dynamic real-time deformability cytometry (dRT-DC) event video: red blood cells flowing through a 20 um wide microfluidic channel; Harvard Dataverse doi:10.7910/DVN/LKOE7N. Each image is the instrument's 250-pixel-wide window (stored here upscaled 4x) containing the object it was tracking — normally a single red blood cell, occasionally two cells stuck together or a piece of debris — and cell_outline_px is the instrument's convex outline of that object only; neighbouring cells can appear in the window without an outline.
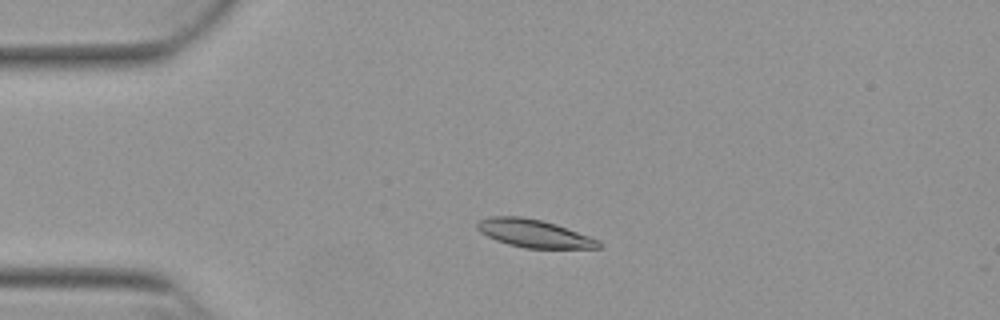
{"species": "Egyptian fruit bat (a non-hibernating species)", "species_latin": "Rousettus aegyptiacus", "temperature_condition": "warm", "stored_images_in_passage": 7, "camera_frame_rate_fps": 3000, "um_per_image_px": 0.085, "animal": {"sex": "female"}, "frame": {"image": 1, "passage_image": 1, "time_ms": 0.0, "image_size_px": [1000, 320], "cell_outline_px": [[600, 248], [524, 248], [508, 244], [496, 240], [480, 232], [476, 228], [476, 224], [480, 220], [492, 216], [520, 216], [540, 220], [556, 224], [600, 240]], "centroid_in_image_um": [45.37, 19.84], "position_along_channel_um": 39.6, "area_um2": 19.59}}
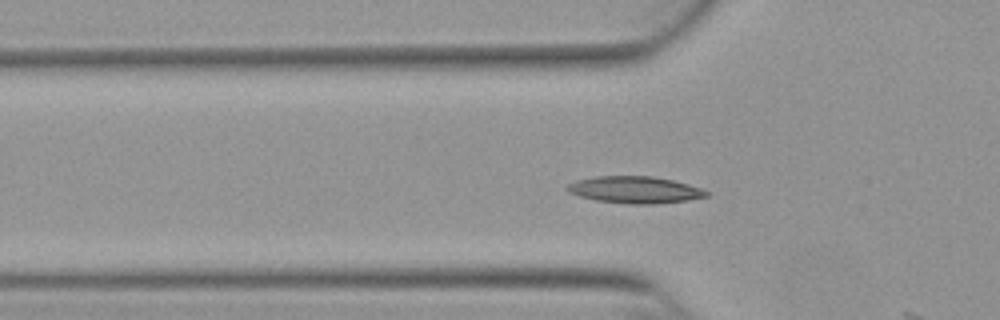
{"frame": {"image": 2, "passage_image": 6, "time_ms": 1.667, "image_size_px": [1000, 320], "cell_outline_px": [[708, 196], [688, 200], [652, 204], [628, 204], [596, 200], [580, 196], [568, 192], [564, 188], [568, 184], [576, 180], [596, 176], [652, 176], [672, 180], [688, 184], [700, 188], [708, 192]], "centroid_in_image_um": [53.93, 16.13], "position_along_channel_um": 71.9, "area_um2": 21.73}}